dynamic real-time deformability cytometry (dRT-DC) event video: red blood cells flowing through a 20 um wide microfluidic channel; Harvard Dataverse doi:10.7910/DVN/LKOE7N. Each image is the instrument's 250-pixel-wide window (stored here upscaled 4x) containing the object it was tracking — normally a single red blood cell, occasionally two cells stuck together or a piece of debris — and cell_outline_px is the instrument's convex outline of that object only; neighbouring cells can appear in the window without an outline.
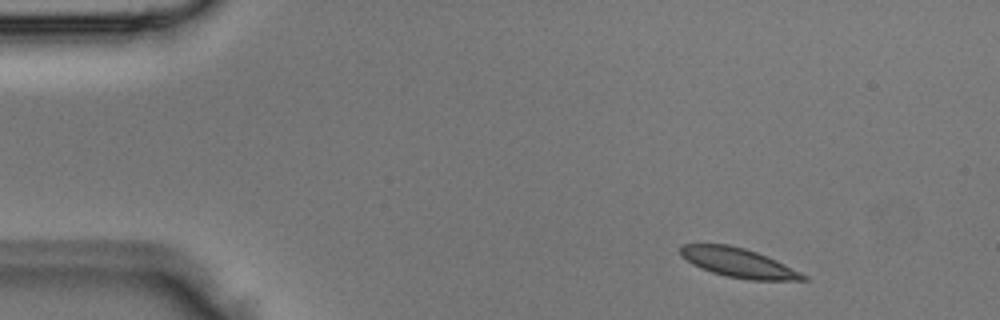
{"species": "Egyptian fruit bat (a non-hibernating species)", "species_latin": "Rousettus aegyptiacus", "temperature_condition": "room temperature", "stored_images_in_passage": 3, "camera_frame_rate_fps": 3000, "um_per_image_px": 0.085, "animal": {"sex": "male"}, "frame": {"image": 1, "passage_image": 1, "time_ms": 0.0, "image_size_px": [1000, 320], "cell_outline_px": [[812, 280], [752, 280], [728, 276], [712, 272], [700, 268], [692, 264], [680, 256], [680, 244], [728, 244], [744, 248], [756, 252], [776, 260], [808, 276]], "centroid_in_image_um": [62.75, 22.33], "position_along_channel_um": 22.3, "area_um2": 20.87}}